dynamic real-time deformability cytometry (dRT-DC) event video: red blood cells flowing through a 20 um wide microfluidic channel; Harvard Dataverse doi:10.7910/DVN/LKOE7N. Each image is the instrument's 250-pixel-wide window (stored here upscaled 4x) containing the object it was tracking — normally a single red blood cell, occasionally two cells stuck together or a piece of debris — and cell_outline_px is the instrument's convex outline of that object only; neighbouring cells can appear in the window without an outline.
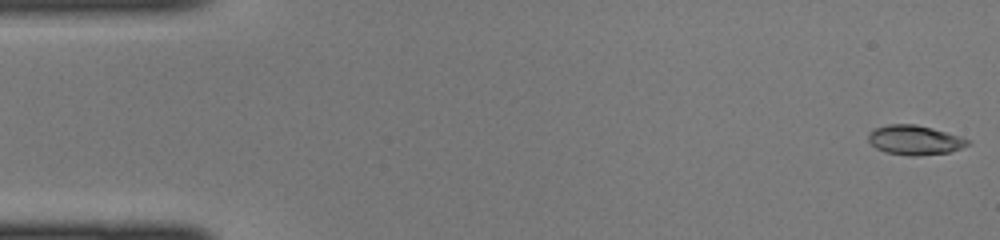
{"species": "common noctule bat (a hibernating species)", "species_latin": "Nyctalus noctula", "temperature_condition": "cold", "stored_images_in_passage": 44, "camera_frame_rate_fps": 3000, "um_per_image_px": 0.085, "animal": {"sex": "female", "body_mass_g": 22.0, "forearm_length_mm": 56.7}, "frame": {"image": 1, "passage_image": 1, "time_ms": 0.0, "image_size_px": [1000, 240], "cell_outline_px": [[972, 144], [948, 152], [916, 156], [908, 156], [884, 152], [876, 148], [868, 140], [868, 132], [876, 128], [888, 124], [916, 124], [932, 128], [960, 136], [972, 140]], "centroid_in_image_um": [77.76, 11.9], "position_along_channel_um": 7.2, "area_um2": 17.22}}
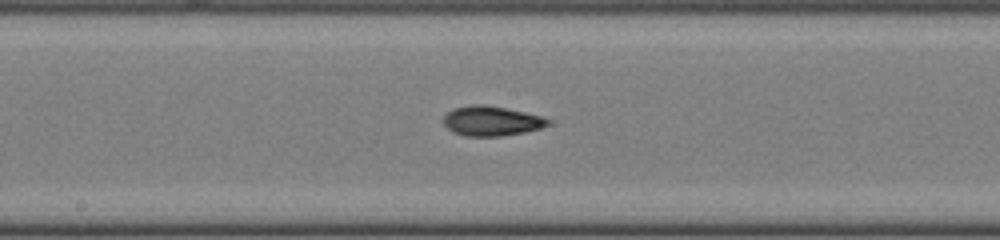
{"frame": {"image": 2, "passage_image": 23, "time_ms": 7.333, "image_size_px": [1000, 240], "cell_outline_px": [[552, 120], [548, 124], [540, 128], [524, 132], [504, 136], [464, 136], [452, 132], [444, 124], [444, 116], [452, 108], [472, 104], [484, 104], [544, 116]], "centroid_in_image_um": [41.77, 10.28], "position_along_channel_um": 206.4, "area_um2": 18.21}}
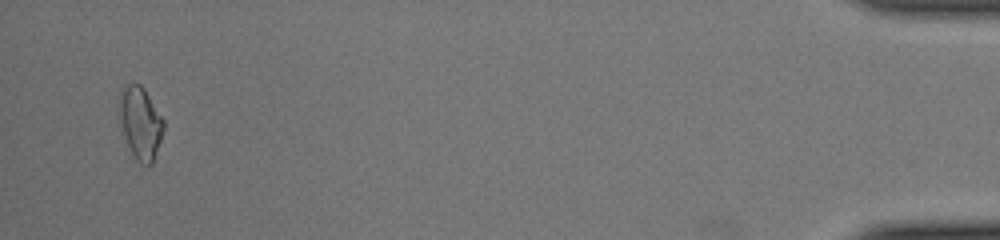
{"frame": {"image": 3, "passage_image": 43, "time_ms": 14.0, "image_size_px": [1000, 240], "cell_outline_px": [[164, 128], [152, 164], [148, 168], [140, 164], [136, 160], [124, 140], [116, 104], [120, 92], [132, 80], [140, 84], [144, 88], [164, 120]], "centroid_in_image_um": [11.89, 10.44], "position_along_channel_um": 423.3, "area_um2": 19.25}}